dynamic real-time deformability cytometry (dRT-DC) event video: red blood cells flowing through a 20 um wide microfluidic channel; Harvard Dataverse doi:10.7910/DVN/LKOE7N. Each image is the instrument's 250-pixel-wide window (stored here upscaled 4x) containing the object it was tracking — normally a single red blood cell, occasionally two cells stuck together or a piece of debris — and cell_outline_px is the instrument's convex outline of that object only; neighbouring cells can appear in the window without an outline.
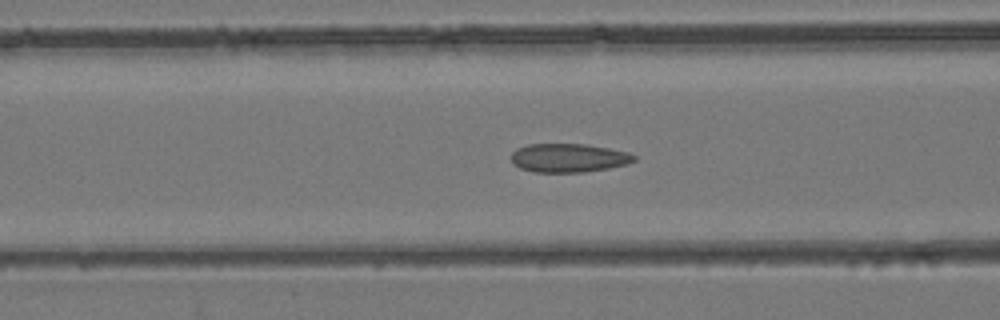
{"species": "common noctule bat (a hibernating species)", "species_latin": "Nyctalus noctula", "temperature_condition": "room temperature", "stored_images_in_passage": 44, "camera_frame_rate_fps": 3000, "um_per_image_px": 0.085, "animal": {"sex": "female", "body_mass_g": 24.6, "forearm_length_mm": 56.2}, "frame": {"image": 1, "passage_image": 18, "time_ms": 5.667, "image_size_px": [1000, 320], "cell_outline_px": [[636, 160], [628, 164], [608, 168], [584, 172], [532, 172], [520, 168], [512, 164], [508, 156], [516, 148], [528, 144], [584, 144], [608, 148], [628, 152], [636, 156]], "centroid_in_image_um": [48.28, 13.42], "position_along_channel_um": 118.3, "area_um2": 20.81}}
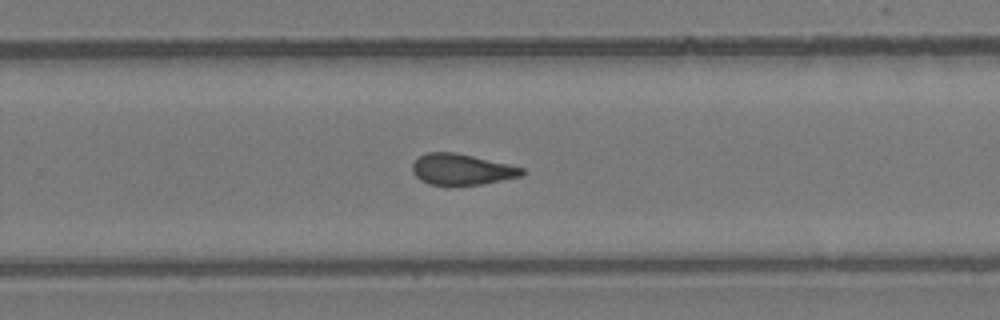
{"frame": {"image": 2, "passage_image": 29, "time_ms": 9.333, "image_size_px": [1000, 320], "cell_outline_px": [[524, 172], [520, 176], [484, 184], [452, 188], [448, 188], [428, 184], [420, 180], [412, 172], [412, 164], [420, 156], [428, 152], [456, 152], [508, 164], [524, 168]], "centroid_in_image_um": [39.2, 14.45], "position_along_channel_um": 290.6, "area_um2": 20.4}}
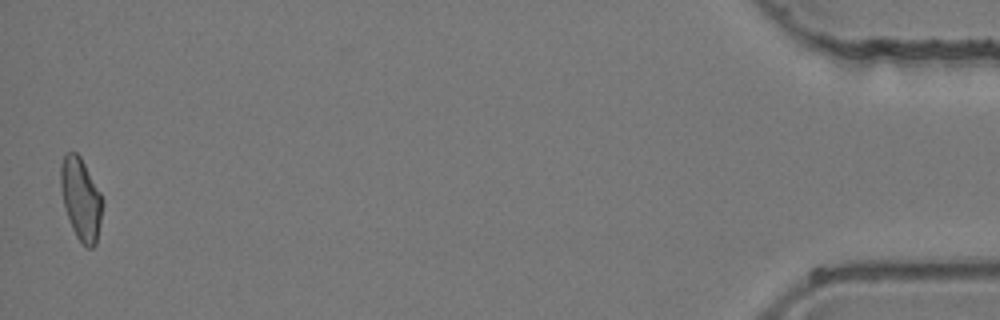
{"frame": {"image": 3, "passage_image": 44, "time_ms": 14.333, "image_size_px": [1000, 320], "cell_outline_px": [[104, 204], [96, 244], [92, 248], [84, 248], [76, 236], [72, 228], [64, 204], [60, 188], [60, 164], [64, 156], [68, 152], [76, 152], [80, 156], [100, 192], [104, 200]], "centroid_in_image_um": [6.89, 16.94], "position_along_channel_um": 428.3, "area_um2": 20.11}}